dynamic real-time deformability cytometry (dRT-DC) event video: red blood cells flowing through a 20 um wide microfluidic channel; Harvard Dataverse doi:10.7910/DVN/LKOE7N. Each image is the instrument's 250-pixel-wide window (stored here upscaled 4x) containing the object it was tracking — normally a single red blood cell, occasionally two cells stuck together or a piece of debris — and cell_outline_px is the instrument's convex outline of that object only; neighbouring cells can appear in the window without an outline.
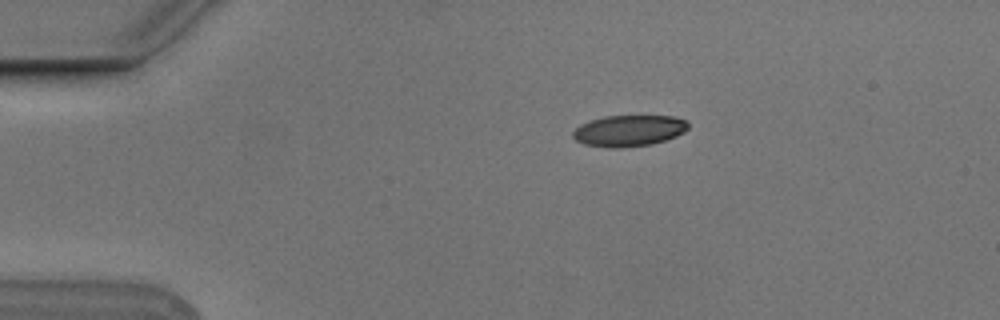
{"species": "Egyptian fruit bat (a non-hibernating species)", "species_latin": "Rousettus aegyptiacus", "temperature_condition": "cold", "stored_images_in_passage": 5, "camera_frame_rate_fps": 3000, "um_per_image_px": 0.085, "animal": {"sex": "male"}, "frame": {"image": 1, "passage_image": 2, "time_ms": 0.333, "image_size_px": [1000, 320], "cell_outline_px": [[688, 128], [684, 132], [676, 136], [652, 144], [620, 148], [608, 148], [584, 144], [576, 140], [572, 136], [572, 132], [580, 124], [604, 116], [672, 116], [684, 120], [688, 124]], "centroid_in_image_um": [53.43, 11.12], "position_along_channel_um": 31.6, "area_um2": 20.92}}
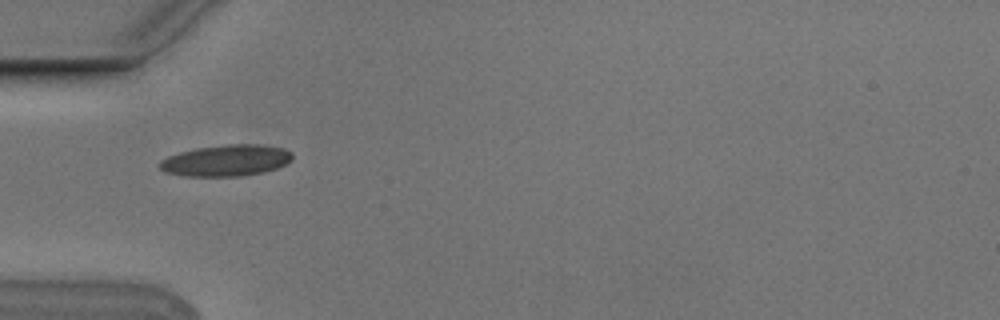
{"frame": {"image": 2, "passage_image": 4, "time_ms": 1.0, "image_size_px": [1000, 320], "cell_outline_px": [[292, 160], [276, 168], [264, 172], [240, 176], [188, 176], [164, 172], [160, 168], [160, 160], [168, 156], [180, 152], [196, 148], [224, 144], [260, 144], [284, 148], [292, 152]], "centroid_in_image_um": [19.23, 13.63], "position_along_channel_um": 65.8, "area_um2": 24.28}}